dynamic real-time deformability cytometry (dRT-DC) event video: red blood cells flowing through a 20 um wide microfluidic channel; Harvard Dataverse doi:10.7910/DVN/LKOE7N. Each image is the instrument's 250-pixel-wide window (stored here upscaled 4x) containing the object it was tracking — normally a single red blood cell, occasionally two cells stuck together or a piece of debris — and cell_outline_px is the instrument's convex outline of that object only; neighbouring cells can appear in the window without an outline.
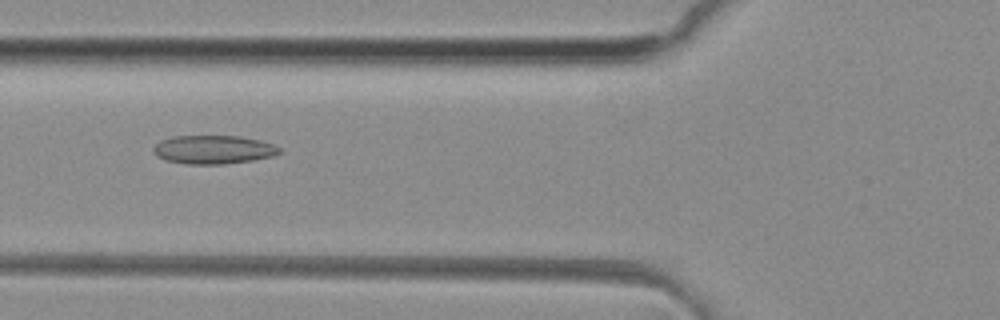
{"species": "common noctule bat (a hibernating species)", "species_latin": "Nyctalus noctula", "temperature_condition": "room temperature", "stored_images_in_passage": 35, "camera_frame_rate_fps": 3000, "um_per_image_px": 0.085, "animal": {"sex": "female", "body_mass_g": 29.2, "forearm_length_mm": 56.3}, "frame": {"image": 1, "passage_image": 4, "time_ms": 1.0, "image_size_px": [1000, 320], "cell_outline_px": [[284, 152], [272, 156], [252, 160], [224, 164], [184, 164], [164, 160], [156, 156], [152, 152], [152, 148], [160, 140], [172, 136], [240, 136], [260, 140], [272, 144], [280, 148]], "centroid_in_image_um": [18.11, 12.72], "position_along_channel_um": 107.7, "area_um2": 21.21}}
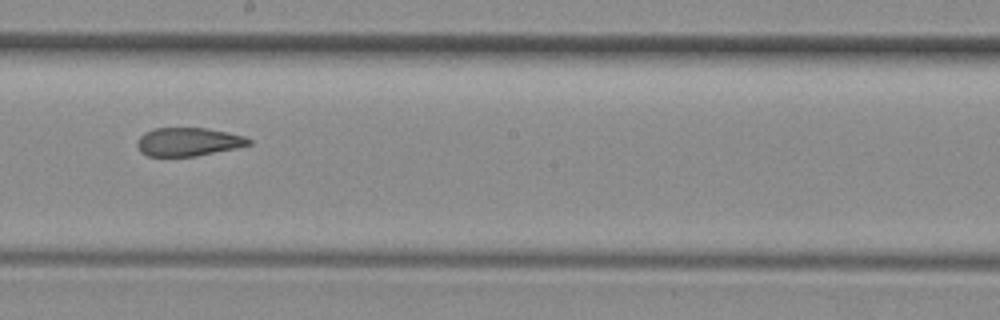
{"frame": {"image": 2, "passage_image": 13, "time_ms": 4.0, "image_size_px": [1000, 320], "cell_outline_px": [[252, 144], [236, 148], [196, 156], [148, 156], [140, 152], [136, 144], [140, 136], [144, 132], [156, 128], [208, 128], [228, 132], [244, 136], [252, 140]], "centroid_in_image_um": [16.01, 12.05], "position_along_channel_um": 232.2, "area_um2": 18.55}}
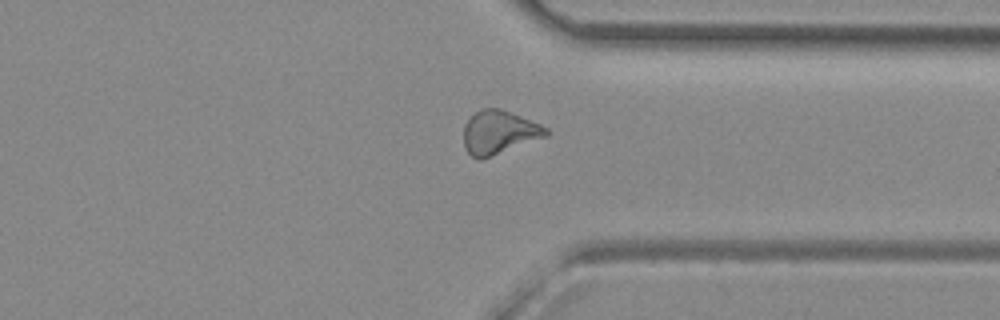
{"frame": {"image": 3, "passage_image": 23, "time_ms": 7.333, "image_size_px": [1000, 320], "cell_outline_px": [[548, 136], [480, 160], [472, 156], [464, 148], [464, 124], [476, 112], [484, 108], [500, 108], [540, 124], [548, 128]], "centroid_in_image_um": [42.42, 11.25], "position_along_channel_um": 369.0, "area_um2": 20.75}, "authors_computed_cell_mechanics": {"area_um2": 20.1144, "velocity_mm_per_s": 4.151, "shape_relaxation_time_tau1_ms": null, "shape_relaxation_time_tau2_ms": 2.4774, "deformation_change_tau1": null, "deformation_change_tau2": 0.0956}}